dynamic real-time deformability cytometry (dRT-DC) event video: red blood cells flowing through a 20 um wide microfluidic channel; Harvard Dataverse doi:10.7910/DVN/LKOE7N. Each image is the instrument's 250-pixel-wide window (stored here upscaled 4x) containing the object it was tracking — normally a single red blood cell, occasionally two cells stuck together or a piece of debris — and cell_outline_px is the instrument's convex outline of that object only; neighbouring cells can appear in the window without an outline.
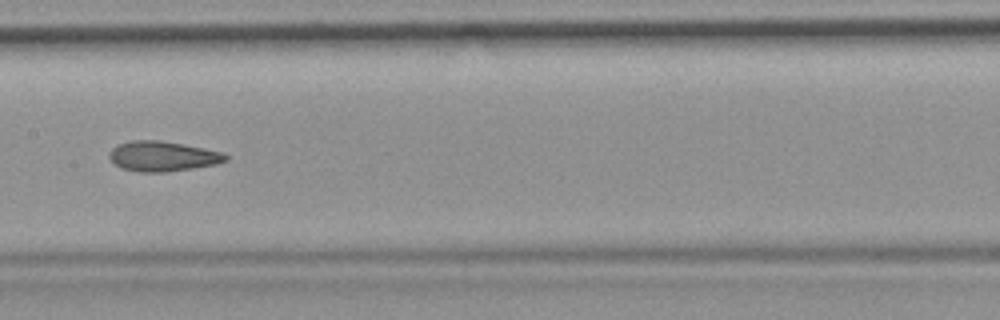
{"species": "common noctule bat (a hibernating species)", "species_latin": "Nyctalus noctula", "temperature_condition": "room temperature", "stored_images_in_passage": 38, "camera_frame_rate_fps": 3000, "um_per_image_px": 0.085, "animal": {"sex": "female", "body_mass_g": 19.9}, "frame": {"image": 1, "passage_image": 12, "time_ms": 3.667, "image_size_px": [1000, 320], "cell_outline_px": [[228, 160], [216, 164], [192, 168], [164, 172], [140, 172], [120, 168], [108, 156], [108, 152], [112, 148], [120, 144], [132, 140], [160, 140], [204, 148], [224, 152], [228, 156]], "centroid_in_image_um": [13.83, 13.28], "position_along_channel_um": 193.6, "area_um2": 20.35}, "authors_computed_cell_mechanics": {"area_um2": 20.3167, "velocity_mm_per_s": 3.7964, "shape_relaxation_time_tau1_ms": null, "shape_relaxation_time_tau2_ms": 2.1585, "deformation_change_tau1": null, "deformation_change_tau2": 0.1018}}